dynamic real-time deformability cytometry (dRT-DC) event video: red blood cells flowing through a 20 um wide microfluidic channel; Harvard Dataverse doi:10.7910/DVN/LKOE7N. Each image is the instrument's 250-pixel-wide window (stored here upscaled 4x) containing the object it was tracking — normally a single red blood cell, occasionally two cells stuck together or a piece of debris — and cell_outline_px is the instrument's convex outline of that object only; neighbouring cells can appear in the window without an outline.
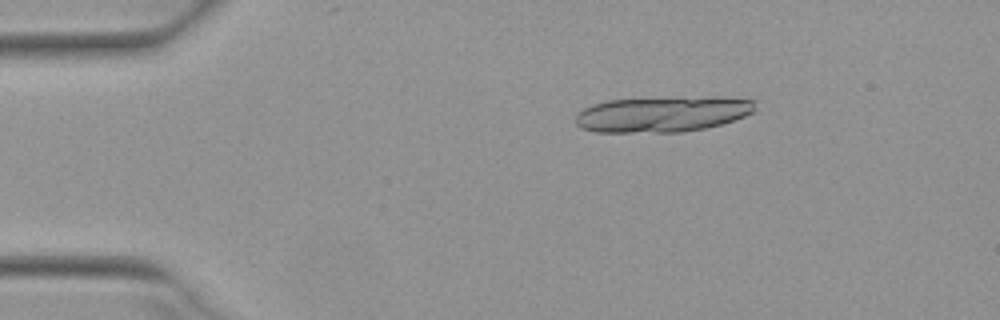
{"species": "Egyptian fruit bat (a non-hibernating species)", "species_latin": "Rousettus aegyptiacus", "temperature_condition": "warm", "stored_images_in_passage": 10, "camera_frame_rate_fps": 3000, "um_per_image_px": 0.085, "animal": {"sex": "female"}, "frame": {"image": 1, "passage_image": 1, "time_ms": 0.0, "image_size_px": [1000, 320], "cell_outline_px": [[756, 112], [720, 124], [704, 128], [684, 132], [596, 132], [580, 128], [576, 124], [576, 112], [592, 104], [608, 100], [716, 96], [756, 100]], "centroid_in_image_um": [56.32, 9.7], "position_along_channel_um": 28.7, "area_um2": 37.57}}